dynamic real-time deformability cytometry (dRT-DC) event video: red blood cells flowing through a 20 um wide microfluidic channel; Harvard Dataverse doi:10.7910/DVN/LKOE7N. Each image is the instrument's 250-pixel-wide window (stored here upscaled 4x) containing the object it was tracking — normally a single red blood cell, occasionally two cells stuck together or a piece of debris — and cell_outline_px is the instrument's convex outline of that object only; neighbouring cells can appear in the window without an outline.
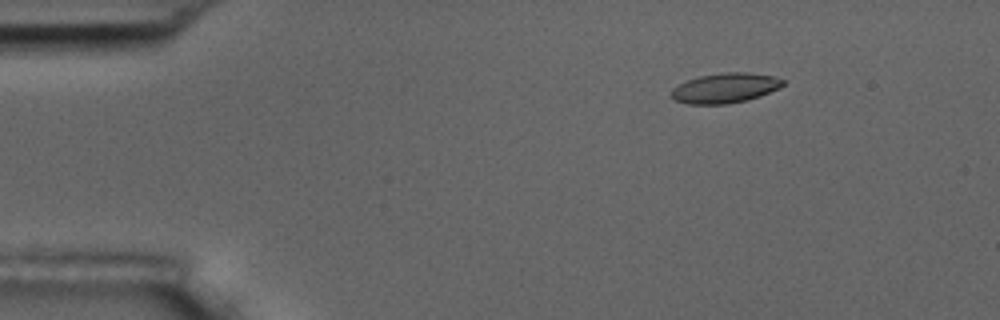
{"species": "common noctule bat (a hibernating species)", "species_latin": "Nyctalus noctula", "temperature_condition": "room temperature", "stored_images_in_passage": 6, "camera_frame_rate_fps": 3000, "um_per_image_px": 0.085, "animal": {"sex": "male", "body_mass_g": 17.5, "forearm_length_mm": 52.3}, "frame": {"image": 1, "passage_image": 3, "time_ms": 2.333, "image_size_px": [1000, 320], "cell_outline_px": [[784, 84], [780, 88], [760, 96], [748, 100], [728, 104], [688, 104], [676, 100], [668, 96], [672, 88], [688, 80], [700, 76], [724, 72], [748, 72], [772, 76], [784, 80]], "centroid_in_image_um": [61.62, 7.49], "position_along_channel_um": 23.4, "area_um2": 19.54}}
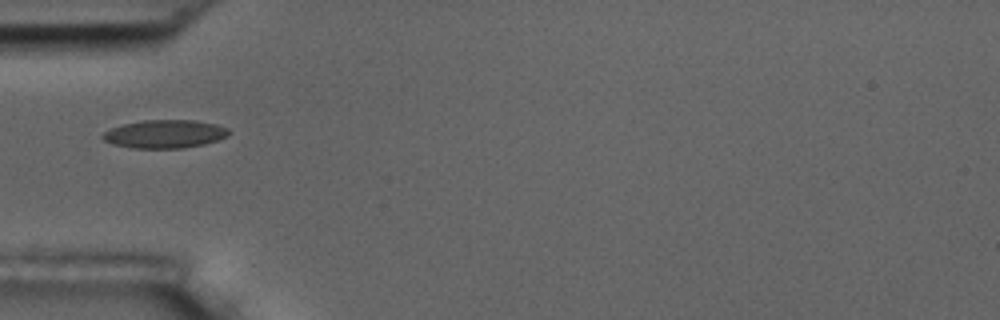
{"frame": {"image": 2, "passage_image": 6, "time_ms": 5.667, "image_size_px": [1000, 320], "cell_outline_px": [[228, 136], [204, 144], [180, 148], [132, 148], [112, 144], [104, 140], [100, 136], [104, 132], [112, 128], [124, 124], [144, 120], [196, 120], [216, 124], [228, 128]], "centroid_in_image_um": [13.99, 11.39], "position_along_channel_um": 71.0, "area_um2": 20.63}}